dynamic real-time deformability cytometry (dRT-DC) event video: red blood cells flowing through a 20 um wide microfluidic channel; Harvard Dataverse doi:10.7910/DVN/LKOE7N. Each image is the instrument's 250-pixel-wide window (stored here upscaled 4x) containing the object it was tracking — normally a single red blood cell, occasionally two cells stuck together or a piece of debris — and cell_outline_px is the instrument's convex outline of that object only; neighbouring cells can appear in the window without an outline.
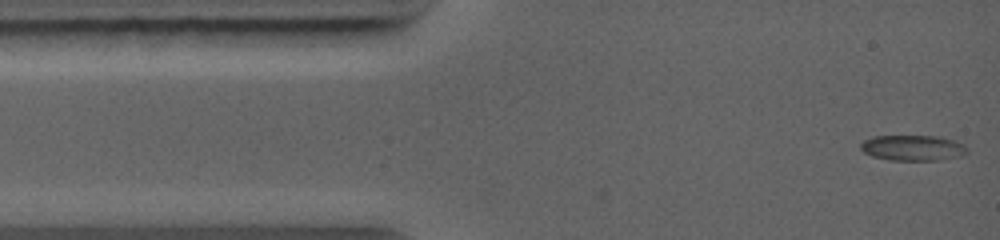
{"species": "common noctule bat (a hibernating species)", "species_latin": "Nyctalus noctula", "temperature_condition": "warm", "stored_images_in_passage": 16, "camera_frame_rate_fps": 5000, "um_per_image_px": 0.085, "animal": {"sex": "female", "body_mass_g": 19.0, "forearm_length_mm": 56.7}, "frame": {"image": 1, "passage_image": 1, "time_ms": 0.0, "image_size_px": [1000, 240], "cell_outline_px": [[968, 152], [964, 156], [940, 160], [892, 160], [872, 156], [864, 152], [860, 148], [860, 144], [864, 140], [872, 136], [936, 136], [952, 140], [964, 144], [968, 148]], "centroid_in_image_um": [77.62, 12.57], "position_along_channel_um": 7.4, "area_um2": 15.95}}
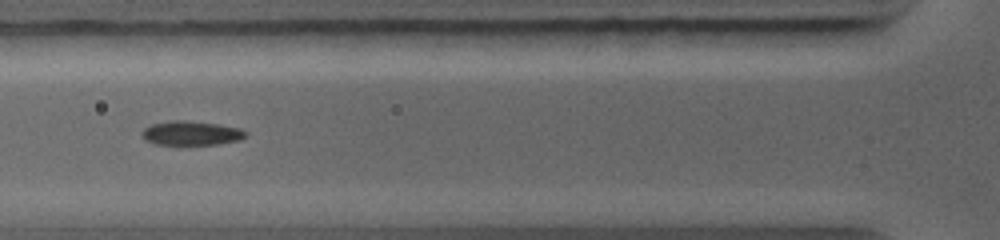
{"frame": {"image": 2, "passage_image": 14, "time_ms": 3.6, "image_size_px": [1000, 240], "cell_outline_px": [[248, 132], [240, 140], [216, 144], [156, 144], [144, 140], [140, 132], [144, 128], [152, 124], [172, 120], [184, 120], [220, 124], [240, 128]], "centroid_in_image_um": [16.24, 11.3], "position_along_channel_um": 109.6, "area_um2": 14.62}}
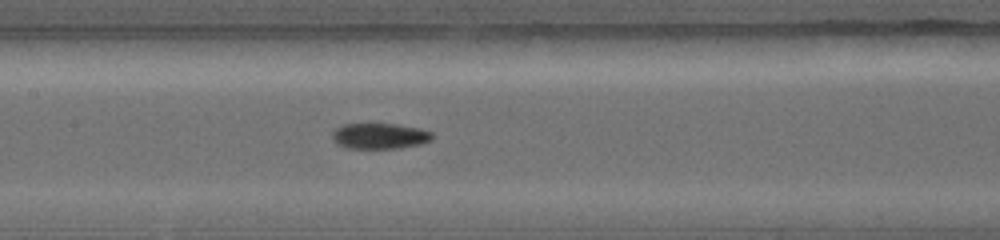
{"frame": {"image": 3, "passage_image": 16, "time_ms": 5.0, "image_size_px": [1000, 240], "cell_outline_px": [[432, 140], [420, 144], [400, 148], [348, 148], [336, 144], [332, 140], [332, 132], [336, 128], [344, 124], [372, 120], [420, 128], [432, 132]], "centroid_in_image_um": [32.23, 11.51], "position_along_channel_um": 175.2, "area_um2": 15.78}}